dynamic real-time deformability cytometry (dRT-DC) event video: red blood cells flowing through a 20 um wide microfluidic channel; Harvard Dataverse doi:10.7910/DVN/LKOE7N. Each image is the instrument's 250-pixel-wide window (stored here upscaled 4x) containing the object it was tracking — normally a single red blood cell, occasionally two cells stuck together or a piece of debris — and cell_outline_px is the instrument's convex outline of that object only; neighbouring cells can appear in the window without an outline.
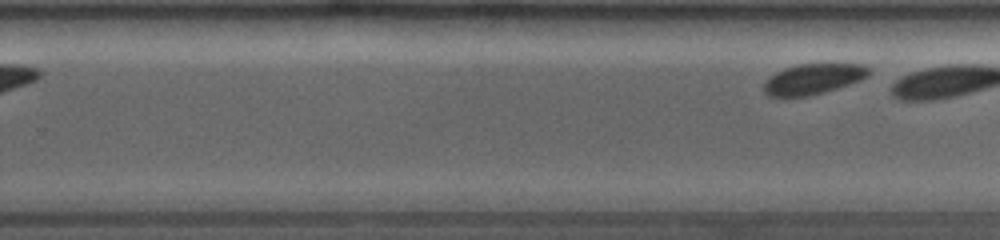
{"species": "common noctule bat (a hibernating species)", "species_latin": "Nyctalus noctula", "temperature_condition": "room temperature", "stored_images_in_passage": 16, "segment_of_instrument_passage": [2, 2], "camera_frame_rate_fps": 4000, "um_per_image_px": 0.085, "animal": {"sex": "female", "body_mass_g": 19.0, "forearm_length_mm": 53.3}, "frame": {"image": 1, "passage_image": 16, "time_ms": 7.5, "image_size_px": [1000, 240], "cell_outline_px": [[868, 76], [860, 80], [824, 92], [808, 96], [768, 96], [764, 92], [764, 84], [768, 76], [784, 68], [796, 64], [864, 64], [868, 68]], "centroid_in_image_um": [69.08, 6.7], "position_along_channel_um": 260.7, "area_um2": 18.5}}